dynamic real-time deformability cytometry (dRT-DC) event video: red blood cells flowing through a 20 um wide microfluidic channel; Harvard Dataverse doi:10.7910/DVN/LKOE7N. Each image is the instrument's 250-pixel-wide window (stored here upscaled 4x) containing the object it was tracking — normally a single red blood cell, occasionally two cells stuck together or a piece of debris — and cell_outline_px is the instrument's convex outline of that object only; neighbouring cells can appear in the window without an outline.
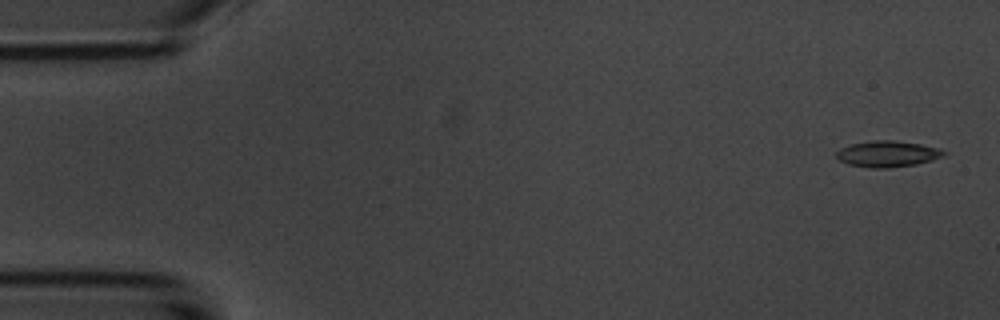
{"species": "common noctule bat (a hibernating species)", "species_latin": "Nyctalus noctula", "temperature_condition": "room temperature", "stored_images_in_passage": 9, "camera_frame_rate_fps": 3000, "um_per_image_px": 0.085, "animal": {"sex": "male", "body_mass_g": 20.1, "forearm_length_mm": 53.5}, "frame": {"image": 1, "passage_image": 1, "time_ms": 0.0, "image_size_px": [1000, 320], "cell_outline_px": [[948, 152], [944, 156], [932, 160], [916, 164], [888, 168], [872, 168], [848, 164], [840, 160], [836, 156], [836, 152], [840, 148], [852, 144], [872, 140], [892, 140], [920, 144], [940, 148]], "centroid_in_image_um": [75.47, 13.08], "position_along_channel_um": 9.5, "area_um2": 16.36}}
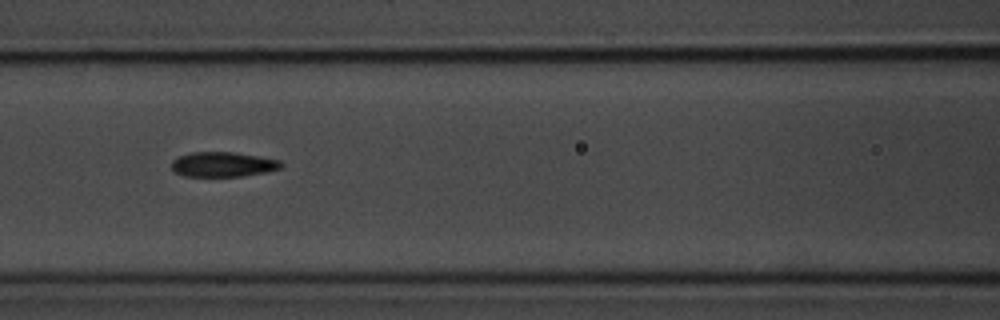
{"frame": {"image": 2, "passage_image": 7, "time_ms": 7.0, "image_size_px": [1000, 320], "cell_outline_px": [[284, 164], [280, 168], [264, 172], [240, 176], [184, 176], [172, 172], [172, 160], [180, 156], [192, 152], [236, 152], [280, 160]], "centroid_in_image_um": [18.93, 13.97], "position_along_channel_um": 147.7, "area_um2": 15.84}}
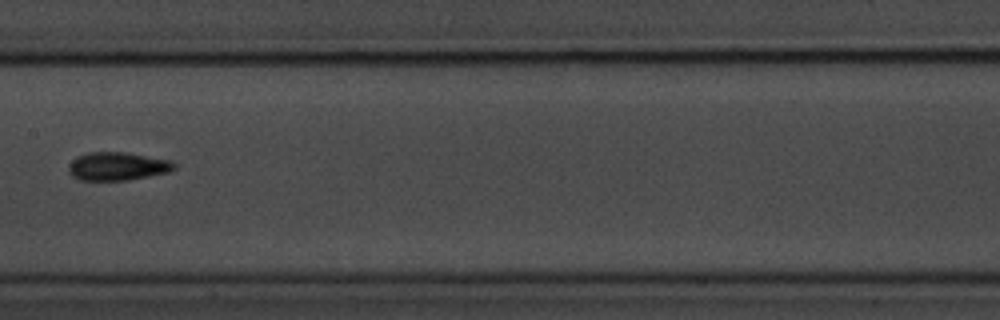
{"frame": {"image": 3, "passage_image": 8, "time_ms": 8.333, "image_size_px": [1000, 320], "cell_outline_px": [[176, 168], [168, 172], [128, 180], [80, 180], [72, 176], [68, 172], [68, 164], [76, 156], [88, 152], [124, 152], [168, 160], [176, 164]], "centroid_in_image_um": [9.93, 14.13], "position_along_channel_um": 197.5, "area_um2": 17.34}}